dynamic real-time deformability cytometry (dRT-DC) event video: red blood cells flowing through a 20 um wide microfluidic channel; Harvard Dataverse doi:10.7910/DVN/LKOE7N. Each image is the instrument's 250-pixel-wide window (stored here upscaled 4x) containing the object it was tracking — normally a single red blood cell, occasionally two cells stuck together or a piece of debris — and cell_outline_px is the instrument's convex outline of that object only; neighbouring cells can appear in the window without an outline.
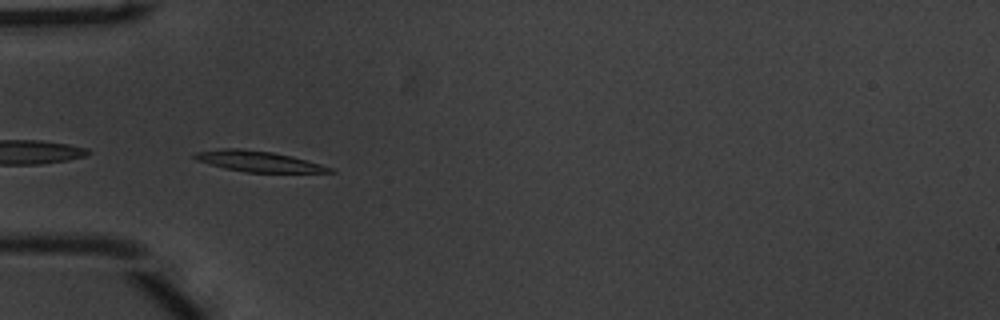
{"species": "common noctule bat (a hibernating species)", "species_latin": "Nyctalus noctula", "temperature_condition": "warm", "stored_images_in_passage": 14, "camera_frame_rate_fps": 3000, "um_per_image_px": 0.085, "animal": {"sex": "male", "body_mass_g": 20.1, "forearm_length_mm": 53.5}, "frame": {"image": 1, "passage_image": 1, "time_ms": 0.0, "image_size_px": [1000, 320], "cell_outline_px": [[336, 172], [248, 172], [224, 168], [196, 160], [192, 156], [196, 152], [224, 148], [240, 148], [272, 152], [292, 156], [336, 168]], "centroid_in_image_um": [21.99, 13.71], "position_along_channel_um": 63.0, "area_um2": 16.24}}
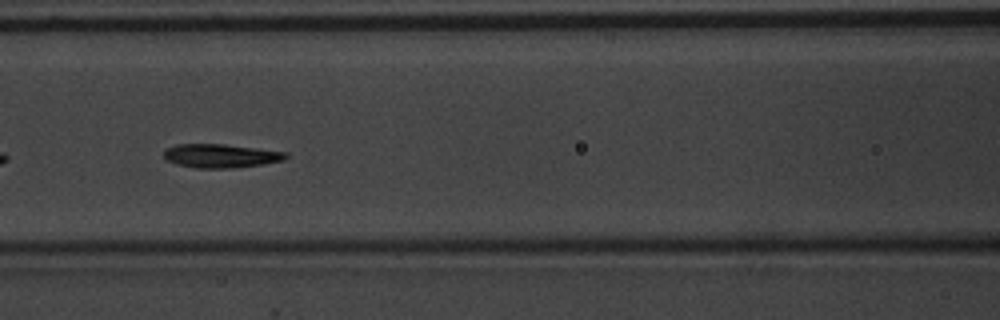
{"frame": {"image": 2, "passage_image": 8, "time_ms": 2.333, "image_size_px": [1000, 320], "cell_outline_px": [[288, 156], [284, 160], [236, 168], [196, 168], [176, 164], [168, 160], [164, 156], [164, 152], [168, 148], [176, 144], [224, 144], [288, 152]], "centroid_in_image_um": [18.78, 13.24], "position_along_channel_um": 147.8, "area_um2": 16.76}}